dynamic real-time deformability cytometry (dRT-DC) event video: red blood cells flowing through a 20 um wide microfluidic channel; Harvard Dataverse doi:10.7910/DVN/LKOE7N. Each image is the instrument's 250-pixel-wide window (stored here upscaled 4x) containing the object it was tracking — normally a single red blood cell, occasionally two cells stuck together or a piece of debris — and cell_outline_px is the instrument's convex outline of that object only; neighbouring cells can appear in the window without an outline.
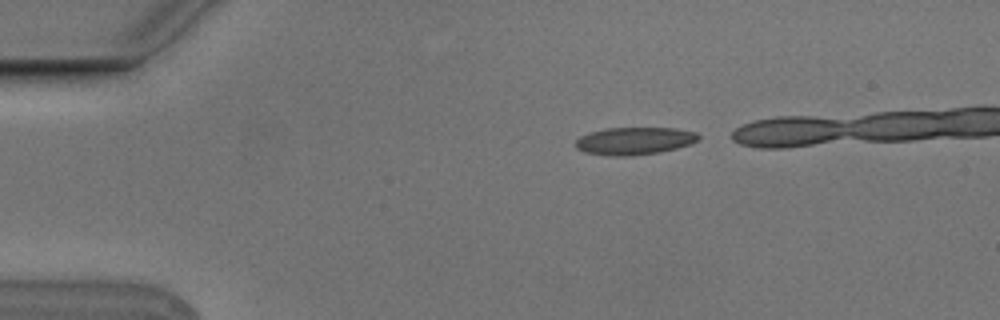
{"species": "Egyptian fruit bat (a non-hibernating species)", "species_latin": "Rousettus aegyptiacus", "temperature_condition": "cold", "stored_images_in_passage": 5, "camera_frame_rate_fps": 3000, "um_per_image_px": 0.085, "animal": {"sex": "male"}, "frame": {"image": 1, "passage_image": 1, "time_ms": 0.0, "image_size_px": [1000, 320], "cell_outline_px": [[700, 136], [692, 144], [660, 152], [632, 156], [612, 156], [584, 152], [576, 148], [576, 140], [580, 136], [604, 128], [676, 128], [696, 132]], "centroid_in_image_um": [53.93, 11.98], "position_along_channel_um": 31.1, "area_um2": 19.71}}